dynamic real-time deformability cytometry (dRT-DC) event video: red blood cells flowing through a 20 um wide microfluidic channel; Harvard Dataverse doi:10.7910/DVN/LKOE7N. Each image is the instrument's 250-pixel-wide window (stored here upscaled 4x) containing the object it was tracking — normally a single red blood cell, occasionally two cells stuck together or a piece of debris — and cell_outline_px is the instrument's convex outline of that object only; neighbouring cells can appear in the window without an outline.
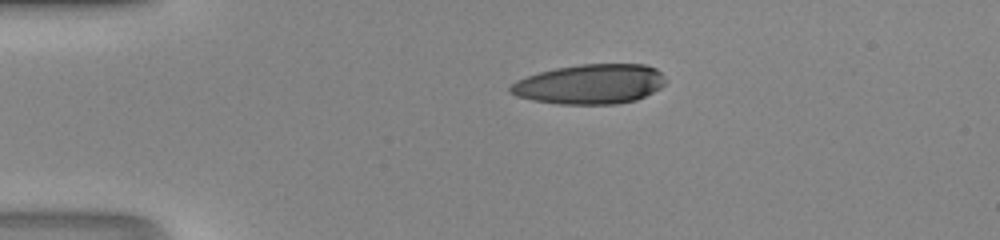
{"species": "human", "species_latin": "Homo sapiens", "temperature_condition": "room temperature", "stored_images_in_passage": 9, "camera_frame_rate_fps": 3000, "um_per_image_px": 0.085, "donor": {"sex": "male"}, "frame": {"image": 1, "passage_image": 1, "time_ms": 0.0, "image_size_px": [1000, 240], "cell_outline_px": [[664, 84], [660, 88], [636, 100], [616, 104], [560, 104], [532, 100], [516, 96], [508, 92], [508, 88], [516, 80], [540, 72], [556, 68], [580, 64], [644, 64], [656, 68], [660, 72], [664, 80]], "centroid_in_image_um": [50.13, 7.15], "position_along_channel_um": 34.9, "area_um2": 35.89}}
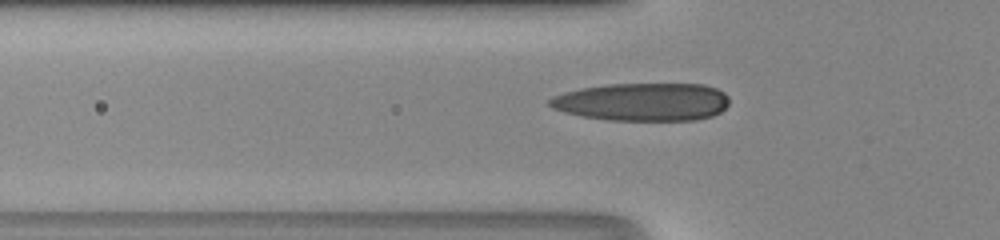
{"frame": {"image": 2, "passage_image": 7, "time_ms": 2.0, "image_size_px": [1000, 240], "cell_outline_px": [[728, 104], [720, 112], [712, 116], [696, 120], [608, 120], [584, 116], [564, 112], [552, 108], [548, 104], [548, 100], [552, 96], [564, 92], [580, 88], [608, 84], [704, 84], [716, 88], [724, 92], [728, 96]], "centroid_in_image_um": [54.61, 8.66], "position_along_channel_um": 71.2, "area_um2": 39.88}}